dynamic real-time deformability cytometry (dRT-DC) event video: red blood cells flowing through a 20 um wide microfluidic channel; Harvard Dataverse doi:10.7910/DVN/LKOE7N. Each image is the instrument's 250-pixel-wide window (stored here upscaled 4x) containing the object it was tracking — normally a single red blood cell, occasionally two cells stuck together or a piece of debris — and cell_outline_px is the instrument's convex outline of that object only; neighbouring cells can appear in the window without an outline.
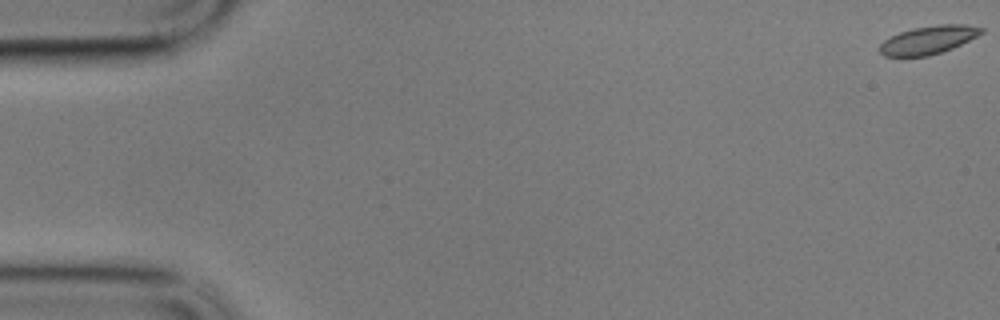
{"species": "common noctule bat (a hibernating species)", "species_latin": "Nyctalus noctula", "temperature_condition": "cold", "stored_images_in_passage": 43, "camera_frame_rate_fps": 3000, "um_per_image_px": 0.085, "animal": {"sex": "male", "body_mass_g": 17.9}, "frame": {"image": 1, "passage_image": 1, "time_ms": 0.0, "image_size_px": [1000, 320], "cell_outline_px": [[984, 32], [952, 48], [928, 56], [884, 56], [880, 52], [880, 44], [884, 40], [900, 32], [912, 28], [940, 24], [964, 24], [984, 28]], "centroid_in_image_um": [78.91, 3.38], "position_along_channel_um": 6.1, "area_um2": 16.47}}
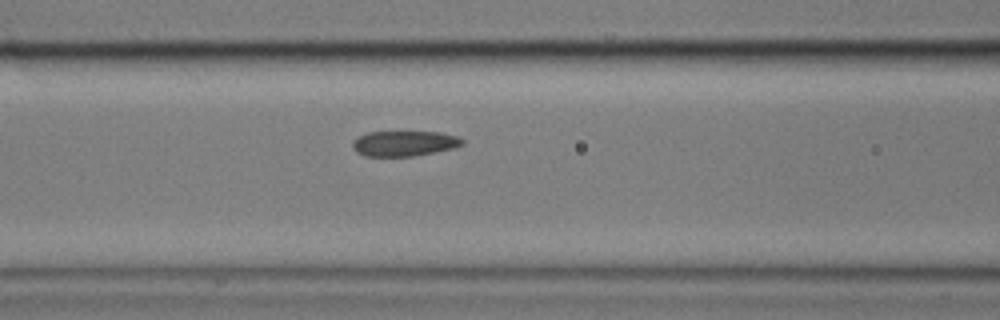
{"frame": {"image": 2, "passage_image": 25, "time_ms": 8.0, "image_size_px": [1000, 320], "cell_outline_px": [[464, 144], [456, 148], [412, 156], [364, 156], [356, 152], [352, 148], [352, 140], [368, 132], [440, 132], [456, 136], [464, 140]], "centroid_in_image_um": [34.35, 12.19], "position_along_channel_um": 132.2, "area_um2": 16.24}}
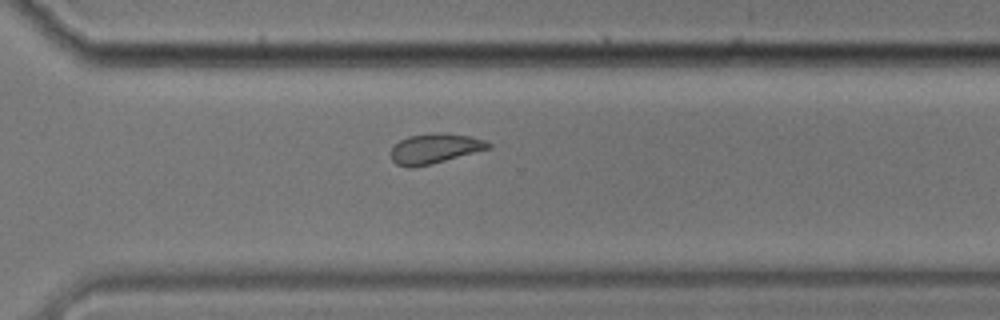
{"frame": {"image": 3, "passage_image": 43, "time_ms": 14.0, "image_size_px": [1000, 320], "cell_outline_px": [[492, 148], [432, 164], [412, 168], [408, 168], [396, 164], [392, 160], [392, 148], [400, 140], [408, 136], [432, 132], [444, 132], [468, 136], [484, 140], [492, 144]], "centroid_in_image_um": [36.97, 12.62], "position_along_channel_um": 333.6, "area_um2": 17.17}}